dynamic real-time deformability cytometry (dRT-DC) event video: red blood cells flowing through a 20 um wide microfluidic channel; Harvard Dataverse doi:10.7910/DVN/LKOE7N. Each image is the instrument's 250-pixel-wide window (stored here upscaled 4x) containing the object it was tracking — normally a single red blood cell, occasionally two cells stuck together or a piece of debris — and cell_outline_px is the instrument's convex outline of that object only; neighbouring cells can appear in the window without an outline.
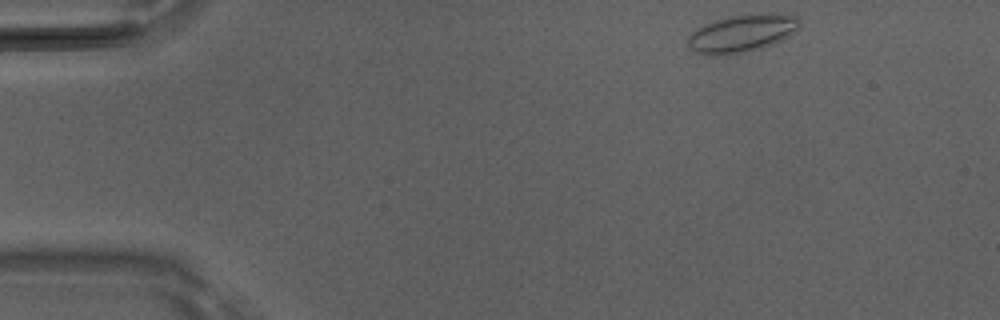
{"species": "Egyptian fruit bat (a non-hibernating species)", "species_latin": "Rousettus aegyptiacus", "temperature_condition": "room temperature", "stored_images_in_passage": 44, "camera_frame_rate_fps": 3000, "um_per_image_px": 0.085, "animal": {"sex": "male"}, "frame": {"image": 1, "passage_image": 1, "time_ms": 0.0, "image_size_px": [1000, 320], "cell_outline_px": [[800, 28], [796, 32], [772, 44], [760, 48], [744, 52], [716, 56], [696, 52], [688, 48], [688, 36], [696, 28], [704, 24], [716, 20], [732, 16], [768, 12], [796, 16], [800, 20]], "centroid_in_image_um": [63.08, 2.82], "position_along_channel_um": 21.9, "area_um2": 24.51}}
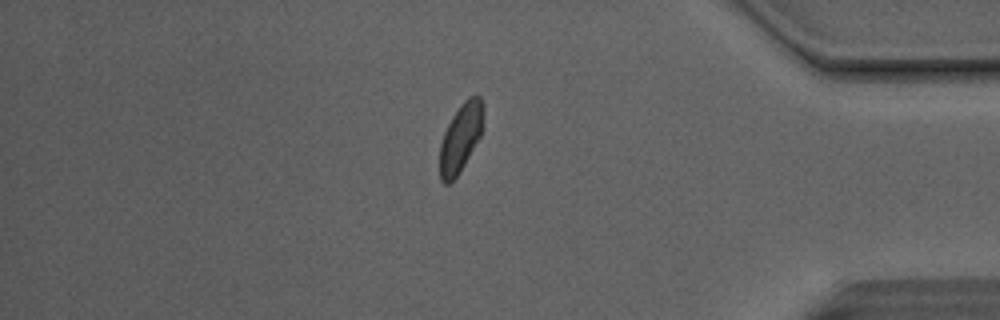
{"frame": {"image": 2, "passage_image": 37, "time_ms": 12.0, "image_size_px": [1000, 320], "cell_outline_px": [[484, 108], [480, 136], [460, 172], [448, 184], [444, 184], [440, 180], [440, 144], [444, 132], [452, 116], [460, 104], [468, 96], [480, 96]], "centroid_in_image_um": [39.14, 11.69], "position_along_channel_um": 396.1, "area_um2": 17.22}}
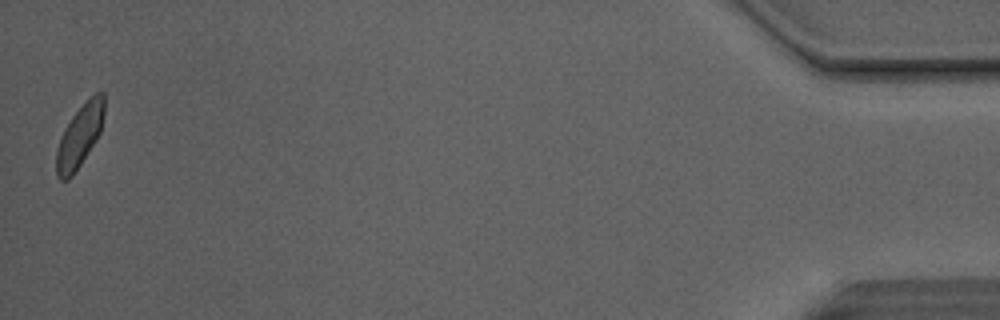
{"frame": {"image": 3, "passage_image": 44, "time_ms": 14.333, "image_size_px": [1000, 320], "cell_outline_px": [[104, 112], [100, 132], [96, 140], [72, 176], [68, 180], [60, 180], [56, 176], [56, 148], [64, 128], [72, 116], [96, 92], [104, 92]], "centroid_in_image_um": [6.75, 11.59], "position_along_channel_um": 428.5, "area_um2": 17.17}, "authors_computed_cell_mechanics": {"area_um2": 18.2359, "velocity_mm_per_s": 4.1188, "shape_relaxation_time_tau1_ms": 4.3096, "shape_relaxation_time_tau2_ms": 1.6524, "deformation_change_tau1": 0.083, "deformation_change_tau2": 0.0507}}